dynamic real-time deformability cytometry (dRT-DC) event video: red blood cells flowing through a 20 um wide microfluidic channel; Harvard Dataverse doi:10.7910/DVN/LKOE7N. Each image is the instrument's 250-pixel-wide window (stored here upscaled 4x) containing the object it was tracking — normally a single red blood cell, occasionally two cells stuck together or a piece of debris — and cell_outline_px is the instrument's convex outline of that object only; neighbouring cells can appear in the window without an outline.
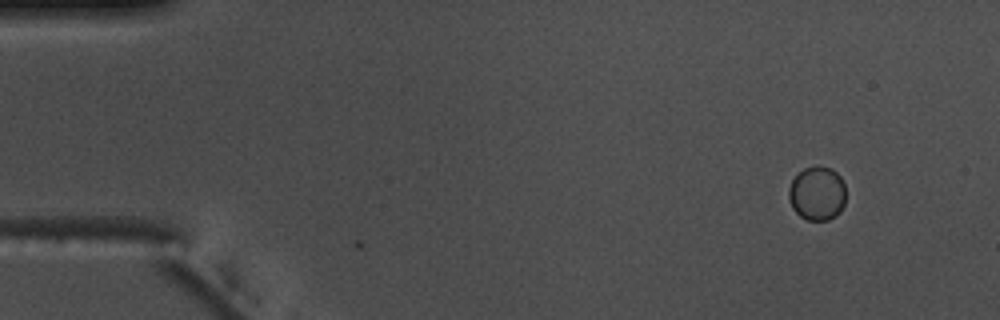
{"species": "common noctule bat (a hibernating species)", "species_latin": "Nyctalus noctula", "temperature_condition": "warm", "stored_images_in_passage": 3, "camera_frame_rate_fps": 3000, "um_per_image_px": 0.085, "animal": {"sex": "male", "body_mass_g": 17.5, "forearm_length_mm": 52.3}, "frame": {"image": 1, "passage_image": 1, "time_ms": 0.0, "image_size_px": [1000, 320], "cell_outline_px": [[844, 204], [840, 212], [836, 216], [828, 220], [808, 220], [800, 216], [792, 208], [788, 196], [788, 188], [792, 180], [804, 168], [832, 168], [840, 176], [844, 184]], "centroid_in_image_um": [69.45, 16.47], "position_along_channel_um": 15.6, "area_um2": 17.74}}